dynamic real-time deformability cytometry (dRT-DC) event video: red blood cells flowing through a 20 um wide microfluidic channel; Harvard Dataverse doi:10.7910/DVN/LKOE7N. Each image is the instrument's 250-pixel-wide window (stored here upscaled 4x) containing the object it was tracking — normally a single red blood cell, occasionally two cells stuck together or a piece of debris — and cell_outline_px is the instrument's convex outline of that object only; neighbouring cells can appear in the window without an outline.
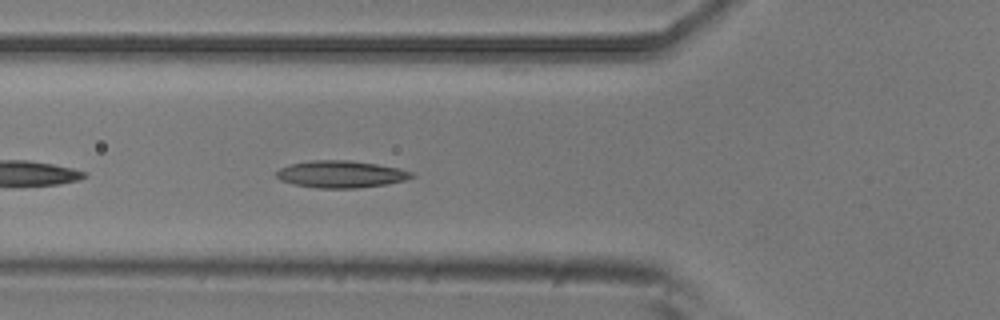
{"species": "common noctule bat (a hibernating species)", "species_latin": "Nyctalus noctula", "temperature_condition": "room temperature", "stored_images_in_passage": 4, "camera_frame_rate_fps": 3000, "um_per_image_px": 0.085, "animal": {"sex": "male", "body_mass_g": 20.5, "forearm_length_mm": 52.5}, "frame": {"image": 1, "passage_image": 4, "time_ms": 1.0, "image_size_px": [1000, 320], "cell_outline_px": [[416, 176], [404, 180], [388, 184], [356, 188], [316, 188], [296, 184], [280, 180], [276, 176], [276, 172], [280, 168], [292, 164], [312, 160], [348, 160], [376, 164], [400, 168], [412, 172]], "centroid_in_image_um": [29.01, 14.81], "position_along_channel_um": 96.8, "area_um2": 21.21}}